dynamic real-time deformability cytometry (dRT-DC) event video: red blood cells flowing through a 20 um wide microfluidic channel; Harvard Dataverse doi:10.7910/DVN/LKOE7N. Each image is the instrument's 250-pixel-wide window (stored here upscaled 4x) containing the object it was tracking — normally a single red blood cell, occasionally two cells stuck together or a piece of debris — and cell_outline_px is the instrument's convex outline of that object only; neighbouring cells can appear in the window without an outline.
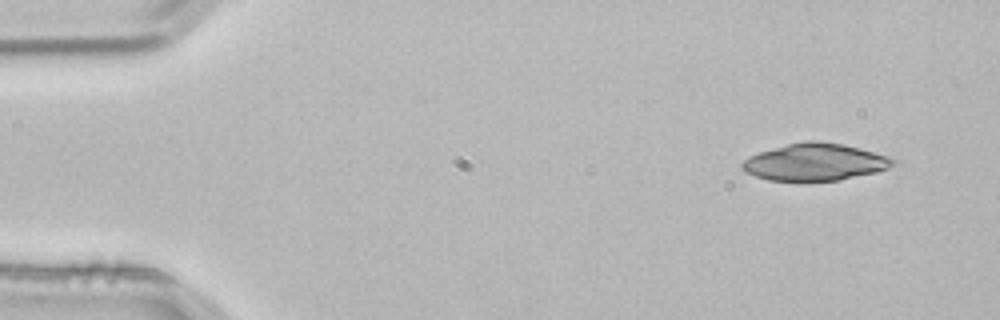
{"species": "common noctule bat (a hibernating species)", "species_latin": "Nyctalus noctula", "temperature_condition": "room temperature", "stored_images_in_passage": 2, "camera_frame_rate_fps": 3000, "um_per_image_px": 0.085, "animal": {"sex": "male", "body_mass_g": 21.5, "forearm_length_mm": 52.0}, "frame": {"image": 1, "passage_image": 1, "time_ms": 0.0, "image_size_px": [1000, 320], "cell_outline_px": [[896, 164], [888, 168], [876, 172], [840, 180], [768, 180], [744, 172], [740, 168], [740, 164], [748, 156], [760, 152], [788, 144], [804, 140], [812, 140], [844, 144], [892, 156], [896, 160]], "centroid_in_image_um": [69.3, 13.76], "position_along_channel_um": 15.7, "area_um2": 32.71}}